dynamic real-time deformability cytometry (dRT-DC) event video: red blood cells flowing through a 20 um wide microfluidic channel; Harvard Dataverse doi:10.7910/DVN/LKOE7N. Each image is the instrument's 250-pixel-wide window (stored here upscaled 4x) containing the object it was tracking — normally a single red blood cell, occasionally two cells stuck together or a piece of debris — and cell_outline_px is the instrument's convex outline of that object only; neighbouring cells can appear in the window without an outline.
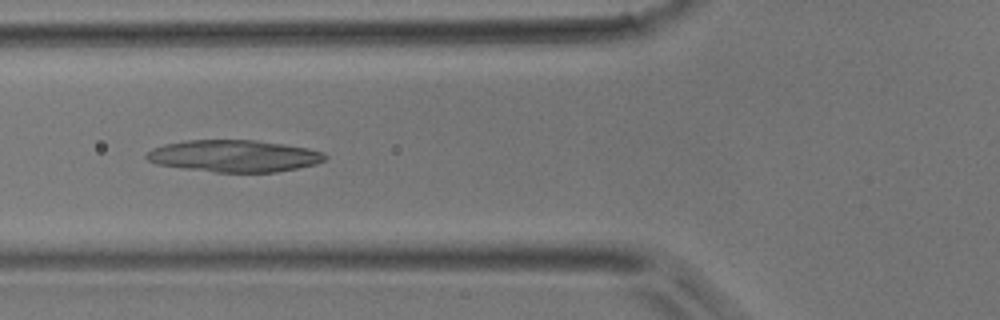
{"species": "common noctule bat (a hibernating species)", "species_latin": "Nyctalus noctula", "temperature_condition": "room temperature", "stored_images_in_passage": 37, "camera_frame_rate_fps": 3000, "um_per_image_px": 0.085, "animal": {"sex": "male", "body_mass_g": 17.9}, "frame": {"image": 1, "passage_image": 6, "time_ms": 1.667, "image_size_px": [1000, 320], "cell_outline_px": [[328, 156], [324, 160], [316, 164], [276, 172], [216, 172], [184, 168], [156, 164], [148, 160], [144, 156], [152, 148], [164, 144], [188, 140], [256, 140], [284, 144], [308, 148], [324, 152]], "centroid_in_image_um": [19.91, 13.25], "position_along_channel_um": 105.9, "area_um2": 33.18}}
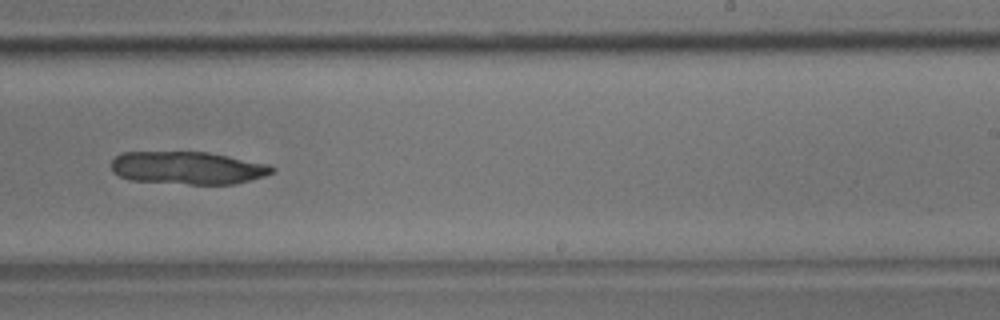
{"frame": {"image": 2, "passage_image": 18, "time_ms": 5.667, "image_size_px": [1000, 320], "cell_outline_px": [[276, 172], [264, 176], [236, 184], [188, 184], [128, 180], [112, 172], [112, 160], [120, 152], [208, 152], [268, 164], [276, 168]], "centroid_in_image_um": [15.96, 14.27], "position_along_channel_um": 273.0, "area_um2": 30.81}}
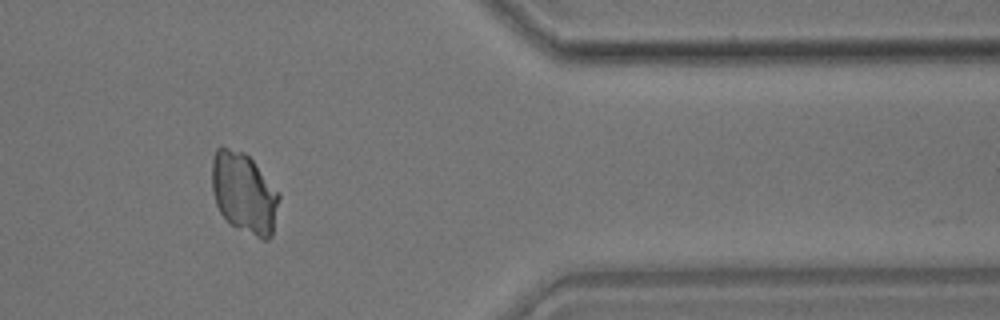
{"frame": {"image": 3, "passage_image": 28, "time_ms": 9.0, "image_size_px": [1000, 320], "cell_outline_px": [[280, 196], [272, 236], [268, 240], [260, 240], [236, 228], [220, 212], [216, 204], [212, 192], [212, 160], [216, 148], [228, 148], [244, 152], [252, 160]], "centroid_in_image_um": [20.73, 16.45], "position_along_channel_um": 390.7, "area_um2": 31.33}}